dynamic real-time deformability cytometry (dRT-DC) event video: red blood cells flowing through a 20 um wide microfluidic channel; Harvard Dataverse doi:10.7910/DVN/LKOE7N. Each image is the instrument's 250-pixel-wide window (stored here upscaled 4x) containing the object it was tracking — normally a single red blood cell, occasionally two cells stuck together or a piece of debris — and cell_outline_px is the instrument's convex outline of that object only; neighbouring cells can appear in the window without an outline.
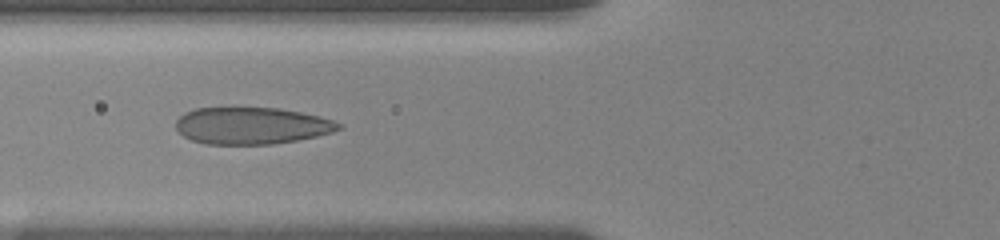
{"species": "human", "species_latin": "Homo sapiens", "temperature_condition": "room temperature", "stored_images_in_passage": 10, "camera_frame_rate_fps": 3000, "um_per_image_px": 0.085, "donor": {"sex": "female"}, "frame": {"image": 1, "passage_image": 4, "time_ms": 1.333, "image_size_px": [1000, 240], "cell_outline_px": [[344, 128], [332, 132], [316, 136], [296, 140], [272, 144], [204, 144], [192, 140], [184, 136], [176, 128], [176, 120], [184, 112], [196, 108], [276, 108], [300, 112], [320, 116], [332, 120], [340, 124]], "centroid_in_image_um": [21.38, 10.68], "position_along_channel_um": 104.4, "area_um2": 34.85}}
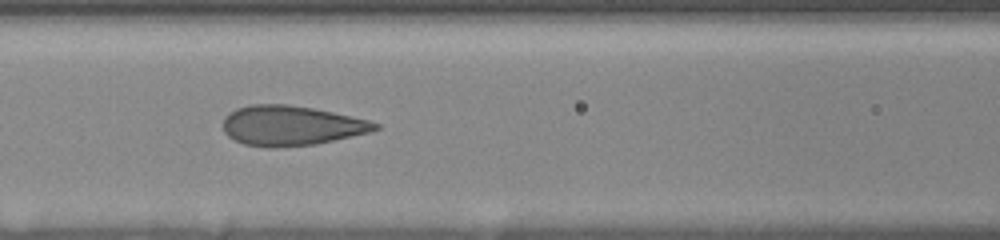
{"frame": {"image": 2, "passage_image": 7, "time_ms": 2.333, "image_size_px": [1000, 240], "cell_outline_px": [[380, 128], [372, 132], [316, 144], [276, 148], [268, 148], [244, 144], [228, 136], [224, 132], [224, 116], [228, 112], [236, 108], [252, 104], [288, 104], [312, 108], [332, 112], [368, 120], [380, 124]], "centroid_in_image_um": [24.74, 10.68], "position_along_channel_um": 141.9, "area_um2": 35.49}}
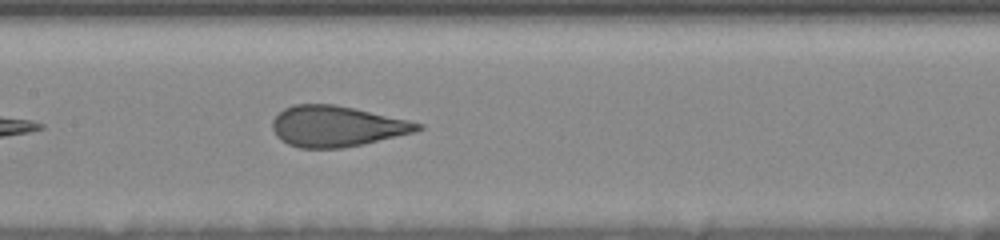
{"frame": {"image": 3, "passage_image": 10, "time_ms": 3.333, "image_size_px": [1000, 240], "cell_outline_px": [[424, 128], [412, 132], [364, 144], [340, 148], [300, 148], [288, 144], [280, 140], [276, 136], [272, 128], [272, 120], [284, 108], [292, 104], [332, 104], [352, 108], [408, 120], [424, 124]], "centroid_in_image_um": [28.57, 10.74], "position_along_channel_um": 178.8, "area_um2": 34.28}}